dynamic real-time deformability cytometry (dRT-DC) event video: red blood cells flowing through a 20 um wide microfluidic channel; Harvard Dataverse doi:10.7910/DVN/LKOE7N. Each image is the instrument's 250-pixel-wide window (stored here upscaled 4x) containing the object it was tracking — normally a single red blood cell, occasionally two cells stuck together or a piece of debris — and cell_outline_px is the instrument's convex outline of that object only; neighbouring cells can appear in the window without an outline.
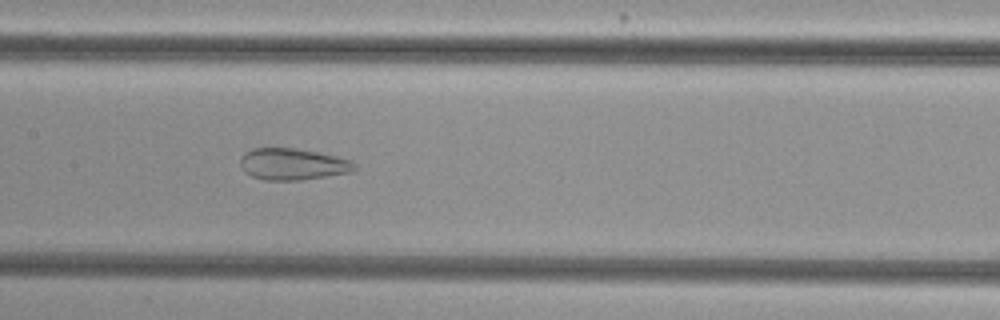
{"species": "common noctule bat (a hibernating species)", "species_latin": "Nyctalus noctula", "temperature_condition": "cold", "stored_images_in_passage": 52, "camera_frame_rate_fps": 3000, "um_per_image_px": 0.085, "animal": {"sex": "female", "body_mass_g": 29.2, "forearm_length_mm": 56.3}, "frame": {"image": 1, "passage_image": 25, "time_ms": 8.0, "image_size_px": [1000, 320], "cell_outline_px": [[356, 168], [352, 172], [300, 180], [264, 180], [252, 176], [244, 172], [240, 164], [240, 160], [244, 152], [252, 148], [296, 148], [336, 156], [352, 160], [356, 164]], "centroid_in_image_um": [24.87, 13.95], "position_along_channel_um": 182.5, "area_um2": 21.1}}
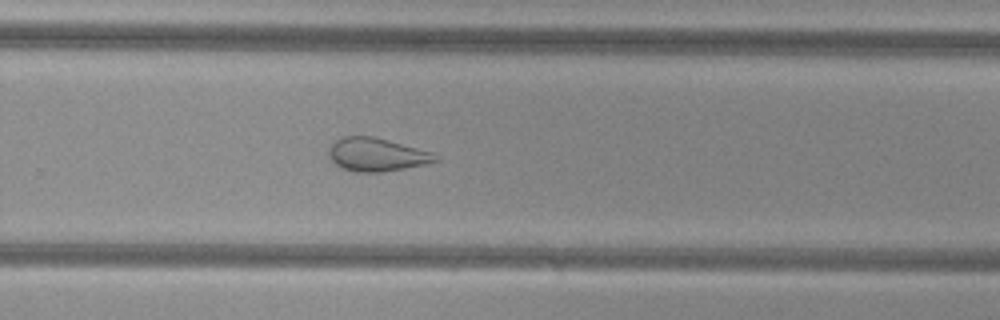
{"frame": {"image": 2, "passage_image": 34, "time_ms": 11.0, "image_size_px": [1000, 320], "cell_outline_px": [[440, 160], [428, 164], [380, 172], [356, 172], [340, 168], [328, 156], [328, 148], [340, 136], [372, 136], [388, 140], [432, 152], [440, 156]], "centroid_in_image_um": [32.02, 13.14], "position_along_channel_um": 297.8, "area_um2": 20.81}}
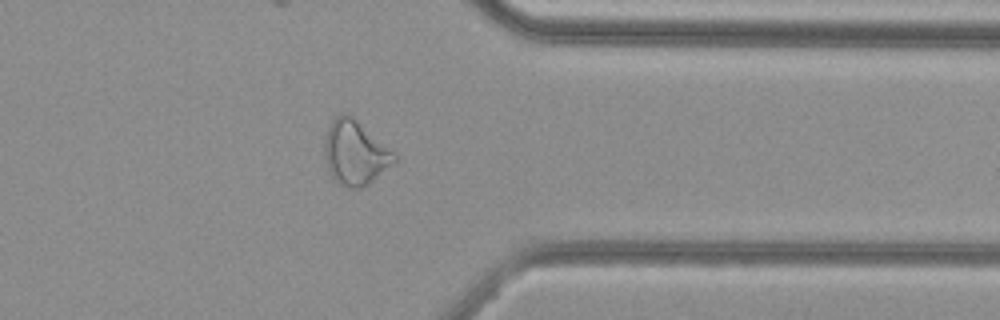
{"frame": {"image": 3, "passage_image": 41, "time_ms": 13.333, "image_size_px": [1000, 320], "cell_outline_px": [[400, 160], [396, 164], [368, 184], [360, 188], [348, 188], [336, 184], [328, 168], [324, 156], [324, 140], [328, 128], [332, 120], [340, 112], [348, 112], [392, 152]], "centroid_in_image_um": [30.17, 13.01], "position_along_channel_um": 381.2, "area_um2": 26.3}, "authors_computed_cell_mechanics": {"area_um2": 27.3105, "velocity_mm_per_s": 3.8522, "shape_relaxation_time_tau1_ms": null, "shape_relaxation_time_tau2_ms": 1.4192, "deformation_change_tau1": null, "deformation_change_tau2": 0.0966}}